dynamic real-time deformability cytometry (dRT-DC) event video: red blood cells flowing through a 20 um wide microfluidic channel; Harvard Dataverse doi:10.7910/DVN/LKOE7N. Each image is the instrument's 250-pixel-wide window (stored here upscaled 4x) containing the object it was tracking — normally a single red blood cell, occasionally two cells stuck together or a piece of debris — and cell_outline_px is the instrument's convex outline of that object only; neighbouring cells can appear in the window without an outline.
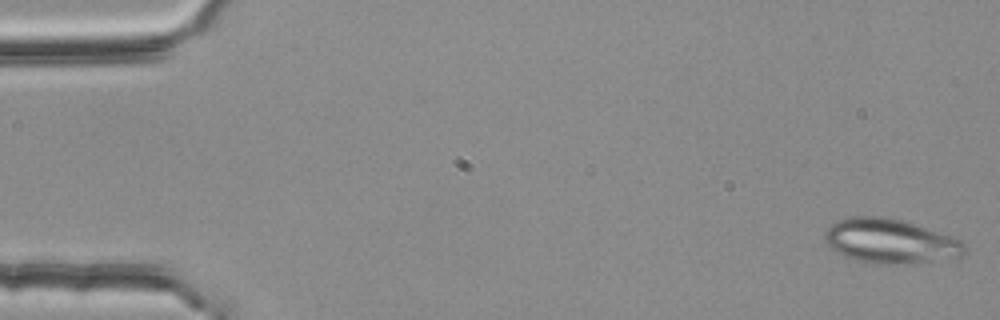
{"species": "common noctule bat (a hibernating species)", "species_latin": "Nyctalus noctula", "temperature_condition": "room temperature", "stored_images_in_passage": 54, "camera_frame_rate_fps": 3000, "um_per_image_px": 0.085, "animal": {"sex": "female", "body_mass_g": 25.1}, "frame": {"image": 1, "passage_image": 1, "time_ms": 0.0, "image_size_px": [1000, 320], "cell_outline_px": [[968, 252], [960, 256], [904, 264], [872, 264], [856, 260], [844, 256], [836, 252], [824, 240], [824, 232], [836, 220], [848, 216], [888, 216], [904, 220], [964, 240], [968, 248]], "centroid_in_image_um": [75.68, 20.48], "position_along_channel_um": 9.3, "area_um2": 36.7}}
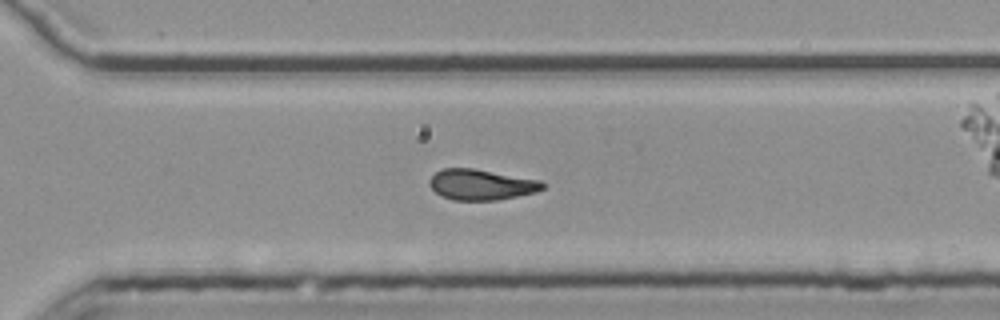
{"frame": {"image": 2, "passage_image": 38, "time_ms": 12.333, "image_size_px": [1000, 320], "cell_outline_px": [[548, 184], [544, 188], [536, 192], [496, 200], [452, 200], [440, 196], [428, 184], [432, 176], [436, 172], [444, 168], [472, 168], [540, 180]], "centroid_in_image_um": [40.91, 15.69], "position_along_channel_um": 329.7, "area_um2": 20.17}}
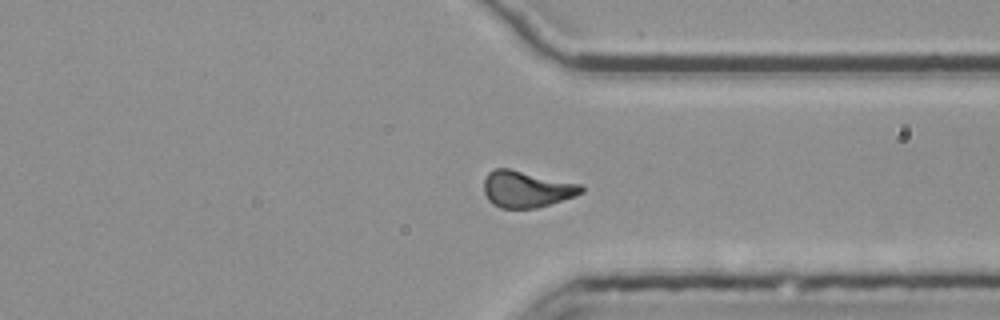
{"frame": {"image": 3, "passage_image": 41, "time_ms": 13.333, "image_size_px": [1000, 320], "cell_outline_px": [[584, 192], [576, 196], [536, 208], [500, 208], [492, 204], [488, 200], [484, 192], [484, 180], [488, 172], [492, 168], [508, 168], [580, 184], [584, 188]], "centroid_in_image_um": [44.73, 16.08], "position_along_channel_um": 366.7, "area_um2": 20.75}, "authors_computed_cell_mechanics": {"area_um2": 20.7213, "velocity_mm_per_s": 3.7727, "shape_relaxation_time_tau1_ms": null, "shape_relaxation_time_tau2_ms": 3.9838, "deformation_change_tau1": null, "deformation_change_tau2": 0.1217}}